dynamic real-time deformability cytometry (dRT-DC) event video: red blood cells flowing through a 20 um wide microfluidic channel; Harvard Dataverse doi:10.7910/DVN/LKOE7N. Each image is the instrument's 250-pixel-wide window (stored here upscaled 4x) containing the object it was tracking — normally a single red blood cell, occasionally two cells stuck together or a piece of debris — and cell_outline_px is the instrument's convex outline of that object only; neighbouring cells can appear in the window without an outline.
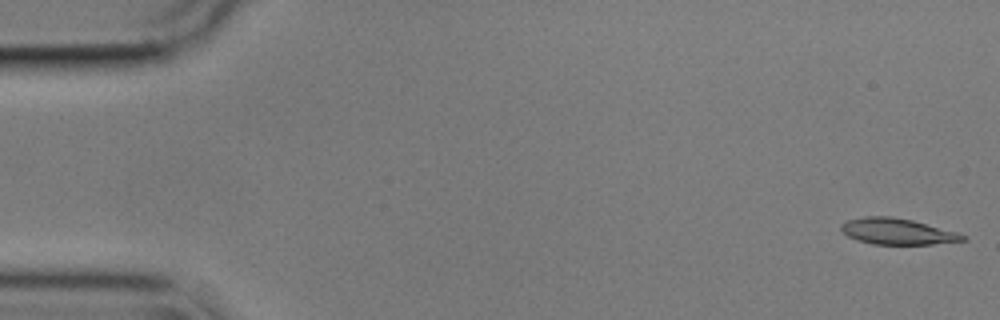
{"species": "common noctule bat (a hibernating species)", "species_latin": "Nyctalus noctula", "temperature_condition": "cold", "stored_images_in_passage": 56, "camera_frame_rate_fps": 3000, "um_per_image_px": 0.085, "animal": {"sex": "male", "body_mass_g": 17.9}, "frame": {"image": 1, "passage_image": 1, "time_ms": 0.0, "image_size_px": [1000, 320], "cell_outline_px": [[968, 240], [932, 244], [872, 244], [856, 240], [848, 236], [840, 228], [840, 224], [848, 220], [864, 216], [892, 216], [912, 220], [960, 232], [968, 236]], "centroid_in_image_um": [76.32, 19.67], "position_along_channel_um": 8.7, "area_um2": 18.73}}
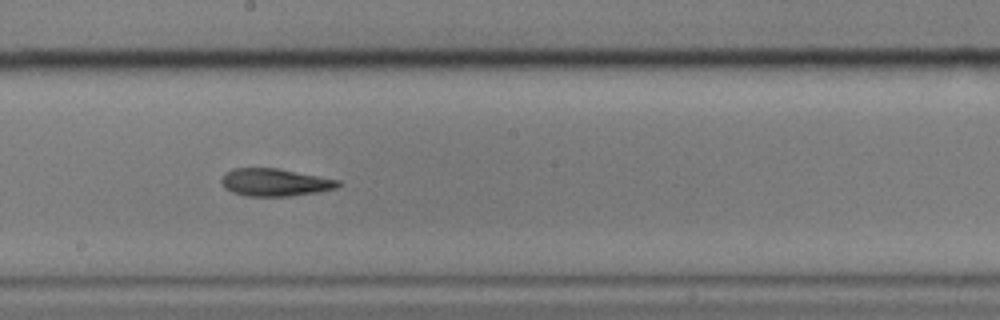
{"frame": {"image": 2, "passage_image": 30, "time_ms": 9.667, "image_size_px": [1000, 320], "cell_outline_px": [[340, 184], [336, 188], [320, 192], [288, 196], [248, 196], [232, 192], [224, 188], [220, 180], [224, 172], [232, 168], [276, 168], [340, 180]], "centroid_in_image_um": [23.33, 15.5], "position_along_channel_um": 224.9, "area_um2": 18.79}}
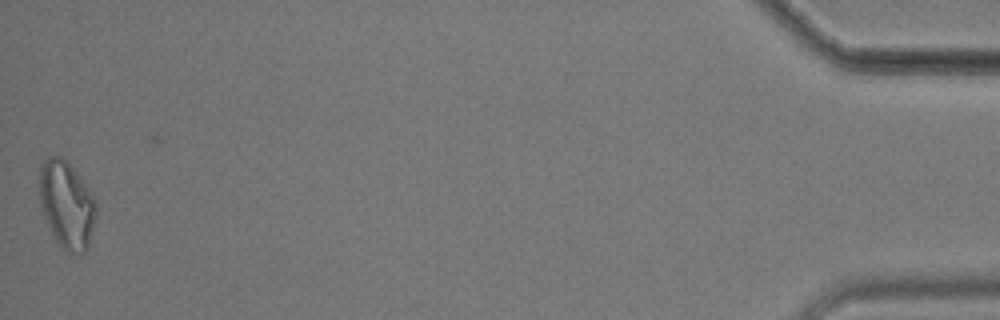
{"frame": {"image": 3, "passage_image": 55, "time_ms": 18.0, "image_size_px": [1000, 320], "cell_outline_px": [[96, 216], [88, 248], [84, 252], [68, 252], [60, 248], [44, 216], [40, 204], [40, 164], [48, 156], [60, 156], [72, 168], [92, 196], [96, 204]], "centroid_in_image_um": [5.65, 17.42], "position_along_channel_um": 429.5, "area_um2": 28.21}, "authors_computed_cell_mechanics": {"area_um2": 19.074, "velocity_mm_per_s": 3.577, "shape_relaxation_time_tau1_ms": null, "shape_relaxation_time_tau2_ms": 6.5176, "deformation_change_tau1": null, "deformation_change_tau2": 0.1791}}